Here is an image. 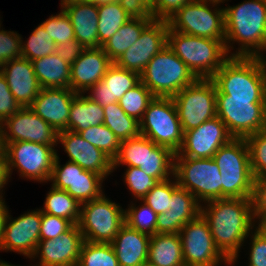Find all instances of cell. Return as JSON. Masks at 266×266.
Instances as JSON below:
<instances>
[{
  "label": "cell",
  "instance_id": "obj_22",
  "mask_svg": "<svg viewBox=\"0 0 266 266\" xmlns=\"http://www.w3.org/2000/svg\"><path fill=\"white\" fill-rule=\"evenodd\" d=\"M57 142L63 145L69 157L68 161L77 163L84 170L93 171L104 179L113 172V161L79 133L60 131Z\"/></svg>",
  "mask_w": 266,
  "mask_h": 266
},
{
  "label": "cell",
  "instance_id": "obj_23",
  "mask_svg": "<svg viewBox=\"0 0 266 266\" xmlns=\"http://www.w3.org/2000/svg\"><path fill=\"white\" fill-rule=\"evenodd\" d=\"M70 88H41L29 108L57 132L68 130V118L73 98Z\"/></svg>",
  "mask_w": 266,
  "mask_h": 266
},
{
  "label": "cell",
  "instance_id": "obj_19",
  "mask_svg": "<svg viewBox=\"0 0 266 266\" xmlns=\"http://www.w3.org/2000/svg\"><path fill=\"white\" fill-rule=\"evenodd\" d=\"M234 137L225 123L215 116L195 129L184 132L183 143L177 154L189 158H213L218 149Z\"/></svg>",
  "mask_w": 266,
  "mask_h": 266
},
{
  "label": "cell",
  "instance_id": "obj_2",
  "mask_svg": "<svg viewBox=\"0 0 266 266\" xmlns=\"http://www.w3.org/2000/svg\"><path fill=\"white\" fill-rule=\"evenodd\" d=\"M225 48L238 42L240 48L230 56L256 57L266 41V4L262 0H246L224 8Z\"/></svg>",
  "mask_w": 266,
  "mask_h": 266
},
{
  "label": "cell",
  "instance_id": "obj_15",
  "mask_svg": "<svg viewBox=\"0 0 266 266\" xmlns=\"http://www.w3.org/2000/svg\"><path fill=\"white\" fill-rule=\"evenodd\" d=\"M179 236L185 266H219L223 261L231 265L215 246L210 227L201 213L182 227Z\"/></svg>",
  "mask_w": 266,
  "mask_h": 266
},
{
  "label": "cell",
  "instance_id": "obj_36",
  "mask_svg": "<svg viewBox=\"0 0 266 266\" xmlns=\"http://www.w3.org/2000/svg\"><path fill=\"white\" fill-rule=\"evenodd\" d=\"M98 16V39L101 46L130 19L119 1L98 5Z\"/></svg>",
  "mask_w": 266,
  "mask_h": 266
},
{
  "label": "cell",
  "instance_id": "obj_37",
  "mask_svg": "<svg viewBox=\"0 0 266 266\" xmlns=\"http://www.w3.org/2000/svg\"><path fill=\"white\" fill-rule=\"evenodd\" d=\"M77 266H120L111 243L84 241Z\"/></svg>",
  "mask_w": 266,
  "mask_h": 266
},
{
  "label": "cell",
  "instance_id": "obj_62",
  "mask_svg": "<svg viewBox=\"0 0 266 266\" xmlns=\"http://www.w3.org/2000/svg\"><path fill=\"white\" fill-rule=\"evenodd\" d=\"M141 266H155L153 264H150L149 262H145L144 264H142Z\"/></svg>",
  "mask_w": 266,
  "mask_h": 266
},
{
  "label": "cell",
  "instance_id": "obj_26",
  "mask_svg": "<svg viewBox=\"0 0 266 266\" xmlns=\"http://www.w3.org/2000/svg\"><path fill=\"white\" fill-rule=\"evenodd\" d=\"M171 200L170 209L157 216L156 234H179L185 224L201 213V203L186 189L178 187Z\"/></svg>",
  "mask_w": 266,
  "mask_h": 266
},
{
  "label": "cell",
  "instance_id": "obj_20",
  "mask_svg": "<svg viewBox=\"0 0 266 266\" xmlns=\"http://www.w3.org/2000/svg\"><path fill=\"white\" fill-rule=\"evenodd\" d=\"M41 219V209L25 213L16 219H11L8 215L1 250L18 252L32 259L40 241Z\"/></svg>",
  "mask_w": 266,
  "mask_h": 266
},
{
  "label": "cell",
  "instance_id": "obj_53",
  "mask_svg": "<svg viewBox=\"0 0 266 266\" xmlns=\"http://www.w3.org/2000/svg\"><path fill=\"white\" fill-rule=\"evenodd\" d=\"M256 208H266V174L256 181Z\"/></svg>",
  "mask_w": 266,
  "mask_h": 266
},
{
  "label": "cell",
  "instance_id": "obj_32",
  "mask_svg": "<svg viewBox=\"0 0 266 266\" xmlns=\"http://www.w3.org/2000/svg\"><path fill=\"white\" fill-rule=\"evenodd\" d=\"M104 123V109L83 93H77L73 98L68 118V130L84 131L89 127Z\"/></svg>",
  "mask_w": 266,
  "mask_h": 266
},
{
  "label": "cell",
  "instance_id": "obj_21",
  "mask_svg": "<svg viewBox=\"0 0 266 266\" xmlns=\"http://www.w3.org/2000/svg\"><path fill=\"white\" fill-rule=\"evenodd\" d=\"M83 242L78 224L54 239L40 240L32 256L40 255V262L35 266H77Z\"/></svg>",
  "mask_w": 266,
  "mask_h": 266
},
{
  "label": "cell",
  "instance_id": "obj_52",
  "mask_svg": "<svg viewBox=\"0 0 266 266\" xmlns=\"http://www.w3.org/2000/svg\"><path fill=\"white\" fill-rule=\"evenodd\" d=\"M85 49L86 48L77 40H70L66 43L56 45V53L69 65H72Z\"/></svg>",
  "mask_w": 266,
  "mask_h": 266
},
{
  "label": "cell",
  "instance_id": "obj_58",
  "mask_svg": "<svg viewBox=\"0 0 266 266\" xmlns=\"http://www.w3.org/2000/svg\"><path fill=\"white\" fill-rule=\"evenodd\" d=\"M71 1L88 2V3H94L96 5H100L104 3L118 2L119 0H71Z\"/></svg>",
  "mask_w": 266,
  "mask_h": 266
},
{
  "label": "cell",
  "instance_id": "obj_14",
  "mask_svg": "<svg viewBox=\"0 0 266 266\" xmlns=\"http://www.w3.org/2000/svg\"><path fill=\"white\" fill-rule=\"evenodd\" d=\"M265 102L266 100L228 99V95L216 93L217 116L234 138H246L266 129Z\"/></svg>",
  "mask_w": 266,
  "mask_h": 266
},
{
  "label": "cell",
  "instance_id": "obj_18",
  "mask_svg": "<svg viewBox=\"0 0 266 266\" xmlns=\"http://www.w3.org/2000/svg\"><path fill=\"white\" fill-rule=\"evenodd\" d=\"M7 130H6V128ZM4 147L11 142L29 141L57 146L58 132L29 107H21L0 124Z\"/></svg>",
  "mask_w": 266,
  "mask_h": 266
},
{
  "label": "cell",
  "instance_id": "obj_16",
  "mask_svg": "<svg viewBox=\"0 0 266 266\" xmlns=\"http://www.w3.org/2000/svg\"><path fill=\"white\" fill-rule=\"evenodd\" d=\"M104 178L89 170H84L77 163L68 161L60 165L58 154L55 157L50 181L52 186L65 190L80 203L99 198L103 193L102 183Z\"/></svg>",
  "mask_w": 266,
  "mask_h": 266
},
{
  "label": "cell",
  "instance_id": "obj_8",
  "mask_svg": "<svg viewBox=\"0 0 266 266\" xmlns=\"http://www.w3.org/2000/svg\"><path fill=\"white\" fill-rule=\"evenodd\" d=\"M140 123V133L175 154L183 143V129L172 97L155 96Z\"/></svg>",
  "mask_w": 266,
  "mask_h": 266
},
{
  "label": "cell",
  "instance_id": "obj_43",
  "mask_svg": "<svg viewBox=\"0 0 266 266\" xmlns=\"http://www.w3.org/2000/svg\"><path fill=\"white\" fill-rule=\"evenodd\" d=\"M250 167L255 181L266 174V129L247 136Z\"/></svg>",
  "mask_w": 266,
  "mask_h": 266
},
{
  "label": "cell",
  "instance_id": "obj_61",
  "mask_svg": "<svg viewBox=\"0 0 266 266\" xmlns=\"http://www.w3.org/2000/svg\"><path fill=\"white\" fill-rule=\"evenodd\" d=\"M205 1H209V2H213V3L219 4V3H223V1H225V0H205Z\"/></svg>",
  "mask_w": 266,
  "mask_h": 266
},
{
  "label": "cell",
  "instance_id": "obj_41",
  "mask_svg": "<svg viewBox=\"0 0 266 266\" xmlns=\"http://www.w3.org/2000/svg\"><path fill=\"white\" fill-rule=\"evenodd\" d=\"M125 210V223L132 229L152 236L156 234L157 214L144 202Z\"/></svg>",
  "mask_w": 266,
  "mask_h": 266
},
{
  "label": "cell",
  "instance_id": "obj_46",
  "mask_svg": "<svg viewBox=\"0 0 266 266\" xmlns=\"http://www.w3.org/2000/svg\"><path fill=\"white\" fill-rule=\"evenodd\" d=\"M21 39L22 37L17 32L0 30V68L6 62L22 57Z\"/></svg>",
  "mask_w": 266,
  "mask_h": 266
},
{
  "label": "cell",
  "instance_id": "obj_60",
  "mask_svg": "<svg viewBox=\"0 0 266 266\" xmlns=\"http://www.w3.org/2000/svg\"><path fill=\"white\" fill-rule=\"evenodd\" d=\"M0 266H15V265H13V264H9V263H7V262H5V261H1L0 260ZM18 266V265H17ZM20 266V265H19Z\"/></svg>",
  "mask_w": 266,
  "mask_h": 266
},
{
  "label": "cell",
  "instance_id": "obj_4",
  "mask_svg": "<svg viewBox=\"0 0 266 266\" xmlns=\"http://www.w3.org/2000/svg\"><path fill=\"white\" fill-rule=\"evenodd\" d=\"M221 174L222 198H255L256 181L245 138H233L213 155Z\"/></svg>",
  "mask_w": 266,
  "mask_h": 266
},
{
  "label": "cell",
  "instance_id": "obj_38",
  "mask_svg": "<svg viewBox=\"0 0 266 266\" xmlns=\"http://www.w3.org/2000/svg\"><path fill=\"white\" fill-rule=\"evenodd\" d=\"M78 133L83 139L99 148L112 161L117 157L121 142L106 125L98 124Z\"/></svg>",
  "mask_w": 266,
  "mask_h": 266
},
{
  "label": "cell",
  "instance_id": "obj_49",
  "mask_svg": "<svg viewBox=\"0 0 266 266\" xmlns=\"http://www.w3.org/2000/svg\"><path fill=\"white\" fill-rule=\"evenodd\" d=\"M119 2L130 18L154 19L151 13L153 0H119Z\"/></svg>",
  "mask_w": 266,
  "mask_h": 266
},
{
  "label": "cell",
  "instance_id": "obj_30",
  "mask_svg": "<svg viewBox=\"0 0 266 266\" xmlns=\"http://www.w3.org/2000/svg\"><path fill=\"white\" fill-rule=\"evenodd\" d=\"M31 62L41 88H70L71 65L56 52Z\"/></svg>",
  "mask_w": 266,
  "mask_h": 266
},
{
  "label": "cell",
  "instance_id": "obj_59",
  "mask_svg": "<svg viewBox=\"0 0 266 266\" xmlns=\"http://www.w3.org/2000/svg\"><path fill=\"white\" fill-rule=\"evenodd\" d=\"M4 153H5V147H4L2 132L0 128V161H5Z\"/></svg>",
  "mask_w": 266,
  "mask_h": 266
},
{
  "label": "cell",
  "instance_id": "obj_13",
  "mask_svg": "<svg viewBox=\"0 0 266 266\" xmlns=\"http://www.w3.org/2000/svg\"><path fill=\"white\" fill-rule=\"evenodd\" d=\"M172 98L183 132L217 116L216 86L211 79H197Z\"/></svg>",
  "mask_w": 266,
  "mask_h": 266
},
{
  "label": "cell",
  "instance_id": "obj_34",
  "mask_svg": "<svg viewBox=\"0 0 266 266\" xmlns=\"http://www.w3.org/2000/svg\"><path fill=\"white\" fill-rule=\"evenodd\" d=\"M43 213L68 219L73 224H78L81 212V203L69 195L65 190L51 187L46 195Z\"/></svg>",
  "mask_w": 266,
  "mask_h": 266
},
{
  "label": "cell",
  "instance_id": "obj_7",
  "mask_svg": "<svg viewBox=\"0 0 266 266\" xmlns=\"http://www.w3.org/2000/svg\"><path fill=\"white\" fill-rule=\"evenodd\" d=\"M140 79L154 96L173 97L198 78L167 45L148 62Z\"/></svg>",
  "mask_w": 266,
  "mask_h": 266
},
{
  "label": "cell",
  "instance_id": "obj_48",
  "mask_svg": "<svg viewBox=\"0 0 266 266\" xmlns=\"http://www.w3.org/2000/svg\"><path fill=\"white\" fill-rule=\"evenodd\" d=\"M21 106L15 100L7 81L0 71V124L16 113Z\"/></svg>",
  "mask_w": 266,
  "mask_h": 266
},
{
  "label": "cell",
  "instance_id": "obj_44",
  "mask_svg": "<svg viewBox=\"0 0 266 266\" xmlns=\"http://www.w3.org/2000/svg\"><path fill=\"white\" fill-rule=\"evenodd\" d=\"M41 25L56 45L76 40L70 17L63 9L59 14L50 16Z\"/></svg>",
  "mask_w": 266,
  "mask_h": 266
},
{
  "label": "cell",
  "instance_id": "obj_35",
  "mask_svg": "<svg viewBox=\"0 0 266 266\" xmlns=\"http://www.w3.org/2000/svg\"><path fill=\"white\" fill-rule=\"evenodd\" d=\"M104 109V125H106L121 141L139 136L140 123L127 115L118 102L111 103Z\"/></svg>",
  "mask_w": 266,
  "mask_h": 266
},
{
  "label": "cell",
  "instance_id": "obj_57",
  "mask_svg": "<svg viewBox=\"0 0 266 266\" xmlns=\"http://www.w3.org/2000/svg\"><path fill=\"white\" fill-rule=\"evenodd\" d=\"M266 51V41L264 47L262 48L261 52L256 56L257 60L259 61L260 65L266 70V58L263 56L262 52Z\"/></svg>",
  "mask_w": 266,
  "mask_h": 266
},
{
  "label": "cell",
  "instance_id": "obj_50",
  "mask_svg": "<svg viewBox=\"0 0 266 266\" xmlns=\"http://www.w3.org/2000/svg\"><path fill=\"white\" fill-rule=\"evenodd\" d=\"M194 0H155L152 6L154 19L168 20L185 4Z\"/></svg>",
  "mask_w": 266,
  "mask_h": 266
},
{
  "label": "cell",
  "instance_id": "obj_25",
  "mask_svg": "<svg viewBox=\"0 0 266 266\" xmlns=\"http://www.w3.org/2000/svg\"><path fill=\"white\" fill-rule=\"evenodd\" d=\"M0 71L21 107H29L41 90L30 60L21 57L6 62Z\"/></svg>",
  "mask_w": 266,
  "mask_h": 266
},
{
  "label": "cell",
  "instance_id": "obj_51",
  "mask_svg": "<svg viewBox=\"0 0 266 266\" xmlns=\"http://www.w3.org/2000/svg\"><path fill=\"white\" fill-rule=\"evenodd\" d=\"M251 233L249 266H266V237L257 229Z\"/></svg>",
  "mask_w": 266,
  "mask_h": 266
},
{
  "label": "cell",
  "instance_id": "obj_3",
  "mask_svg": "<svg viewBox=\"0 0 266 266\" xmlns=\"http://www.w3.org/2000/svg\"><path fill=\"white\" fill-rule=\"evenodd\" d=\"M210 79L228 99L266 100V70L256 57L230 56Z\"/></svg>",
  "mask_w": 266,
  "mask_h": 266
},
{
  "label": "cell",
  "instance_id": "obj_47",
  "mask_svg": "<svg viewBox=\"0 0 266 266\" xmlns=\"http://www.w3.org/2000/svg\"><path fill=\"white\" fill-rule=\"evenodd\" d=\"M73 225L68 219L42 212L40 240L54 239L69 230Z\"/></svg>",
  "mask_w": 266,
  "mask_h": 266
},
{
  "label": "cell",
  "instance_id": "obj_56",
  "mask_svg": "<svg viewBox=\"0 0 266 266\" xmlns=\"http://www.w3.org/2000/svg\"><path fill=\"white\" fill-rule=\"evenodd\" d=\"M9 177L7 174L6 161H0V203L5 202L2 196V189L5 187L4 185L8 182Z\"/></svg>",
  "mask_w": 266,
  "mask_h": 266
},
{
  "label": "cell",
  "instance_id": "obj_55",
  "mask_svg": "<svg viewBox=\"0 0 266 266\" xmlns=\"http://www.w3.org/2000/svg\"><path fill=\"white\" fill-rule=\"evenodd\" d=\"M8 207L6 206L5 202L0 203V250H1V242L3 238V232H4V227L7 221V217L9 215V211L7 209Z\"/></svg>",
  "mask_w": 266,
  "mask_h": 266
},
{
  "label": "cell",
  "instance_id": "obj_10",
  "mask_svg": "<svg viewBox=\"0 0 266 266\" xmlns=\"http://www.w3.org/2000/svg\"><path fill=\"white\" fill-rule=\"evenodd\" d=\"M125 224V210L105 195L81 203L78 222L84 241L111 243Z\"/></svg>",
  "mask_w": 266,
  "mask_h": 266
},
{
  "label": "cell",
  "instance_id": "obj_9",
  "mask_svg": "<svg viewBox=\"0 0 266 266\" xmlns=\"http://www.w3.org/2000/svg\"><path fill=\"white\" fill-rule=\"evenodd\" d=\"M174 177L200 203L221 199V174L213 158L174 156Z\"/></svg>",
  "mask_w": 266,
  "mask_h": 266
},
{
  "label": "cell",
  "instance_id": "obj_12",
  "mask_svg": "<svg viewBox=\"0 0 266 266\" xmlns=\"http://www.w3.org/2000/svg\"><path fill=\"white\" fill-rule=\"evenodd\" d=\"M56 155L54 146L29 141L8 143L4 153L8 177L16 168L20 177L39 182L50 181Z\"/></svg>",
  "mask_w": 266,
  "mask_h": 266
},
{
  "label": "cell",
  "instance_id": "obj_28",
  "mask_svg": "<svg viewBox=\"0 0 266 266\" xmlns=\"http://www.w3.org/2000/svg\"><path fill=\"white\" fill-rule=\"evenodd\" d=\"M61 9L70 17L75 38L85 48L102 47L98 39V5L61 0Z\"/></svg>",
  "mask_w": 266,
  "mask_h": 266
},
{
  "label": "cell",
  "instance_id": "obj_40",
  "mask_svg": "<svg viewBox=\"0 0 266 266\" xmlns=\"http://www.w3.org/2000/svg\"><path fill=\"white\" fill-rule=\"evenodd\" d=\"M21 46L22 57L30 61L48 56L56 52V43L44 30L41 24L33 30L28 41L24 43L22 40Z\"/></svg>",
  "mask_w": 266,
  "mask_h": 266
},
{
  "label": "cell",
  "instance_id": "obj_54",
  "mask_svg": "<svg viewBox=\"0 0 266 266\" xmlns=\"http://www.w3.org/2000/svg\"><path fill=\"white\" fill-rule=\"evenodd\" d=\"M256 219L259 221L255 229L266 237V208H256Z\"/></svg>",
  "mask_w": 266,
  "mask_h": 266
},
{
  "label": "cell",
  "instance_id": "obj_11",
  "mask_svg": "<svg viewBox=\"0 0 266 266\" xmlns=\"http://www.w3.org/2000/svg\"><path fill=\"white\" fill-rule=\"evenodd\" d=\"M209 4L217 6V3L205 0L185 4L167 20L169 27L187 35L221 40L225 44L224 8L212 10Z\"/></svg>",
  "mask_w": 266,
  "mask_h": 266
},
{
  "label": "cell",
  "instance_id": "obj_33",
  "mask_svg": "<svg viewBox=\"0 0 266 266\" xmlns=\"http://www.w3.org/2000/svg\"><path fill=\"white\" fill-rule=\"evenodd\" d=\"M153 19L130 18L120 29L102 45L104 52L115 62L139 38L143 29Z\"/></svg>",
  "mask_w": 266,
  "mask_h": 266
},
{
  "label": "cell",
  "instance_id": "obj_45",
  "mask_svg": "<svg viewBox=\"0 0 266 266\" xmlns=\"http://www.w3.org/2000/svg\"><path fill=\"white\" fill-rule=\"evenodd\" d=\"M124 182L136 199L141 200L159 183V180L147 175L138 167H127Z\"/></svg>",
  "mask_w": 266,
  "mask_h": 266
},
{
  "label": "cell",
  "instance_id": "obj_42",
  "mask_svg": "<svg viewBox=\"0 0 266 266\" xmlns=\"http://www.w3.org/2000/svg\"><path fill=\"white\" fill-rule=\"evenodd\" d=\"M173 181L170 178L159 181L141 201H144L157 215L165 213L170 209L172 193L179 187L174 176Z\"/></svg>",
  "mask_w": 266,
  "mask_h": 266
},
{
  "label": "cell",
  "instance_id": "obj_24",
  "mask_svg": "<svg viewBox=\"0 0 266 266\" xmlns=\"http://www.w3.org/2000/svg\"><path fill=\"white\" fill-rule=\"evenodd\" d=\"M112 64L102 47L86 48L71 65L70 89L76 93H86L102 80Z\"/></svg>",
  "mask_w": 266,
  "mask_h": 266
},
{
  "label": "cell",
  "instance_id": "obj_31",
  "mask_svg": "<svg viewBox=\"0 0 266 266\" xmlns=\"http://www.w3.org/2000/svg\"><path fill=\"white\" fill-rule=\"evenodd\" d=\"M148 262L155 266H185L179 234L152 235Z\"/></svg>",
  "mask_w": 266,
  "mask_h": 266
},
{
  "label": "cell",
  "instance_id": "obj_27",
  "mask_svg": "<svg viewBox=\"0 0 266 266\" xmlns=\"http://www.w3.org/2000/svg\"><path fill=\"white\" fill-rule=\"evenodd\" d=\"M141 82L140 75L127 69L117 66L114 62L108 68L102 80L91 86L86 95L101 107L118 102L130 89Z\"/></svg>",
  "mask_w": 266,
  "mask_h": 266
},
{
  "label": "cell",
  "instance_id": "obj_39",
  "mask_svg": "<svg viewBox=\"0 0 266 266\" xmlns=\"http://www.w3.org/2000/svg\"><path fill=\"white\" fill-rule=\"evenodd\" d=\"M154 97L151 91L140 82L134 88L128 90L118 101V104L127 115L140 121L149 102Z\"/></svg>",
  "mask_w": 266,
  "mask_h": 266
},
{
  "label": "cell",
  "instance_id": "obj_6",
  "mask_svg": "<svg viewBox=\"0 0 266 266\" xmlns=\"http://www.w3.org/2000/svg\"><path fill=\"white\" fill-rule=\"evenodd\" d=\"M174 156L175 153L167 147L159 146L140 134L121 141L119 153L113 160V171L122 164L128 167H138L159 181L169 179L170 175L172 179Z\"/></svg>",
  "mask_w": 266,
  "mask_h": 266
},
{
  "label": "cell",
  "instance_id": "obj_1",
  "mask_svg": "<svg viewBox=\"0 0 266 266\" xmlns=\"http://www.w3.org/2000/svg\"><path fill=\"white\" fill-rule=\"evenodd\" d=\"M201 204L215 246L234 264L239 249L255 227V198H222Z\"/></svg>",
  "mask_w": 266,
  "mask_h": 266
},
{
  "label": "cell",
  "instance_id": "obj_17",
  "mask_svg": "<svg viewBox=\"0 0 266 266\" xmlns=\"http://www.w3.org/2000/svg\"><path fill=\"white\" fill-rule=\"evenodd\" d=\"M167 20L153 19L131 45L114 63L141 75L148 62L167 47Z\"/></svg>",
  "mask_w": 266,
  "mask_h": 266
},
{
  "label": "cell",
  "instance_id": "obj_5",
  "mask_svg": "<svg viewBox=\"0 0 266 266\" xmlns=\"http://www.w3.org/2000/svg\"><path fill=\"white\" fill-rule=\"evenodd\" d=\"M167 45L198 79H210L230 57L221 40L187 35L170 27Z\"/></svg>",
  "mask_w": 266,
  "mask_h": 266
},
{
  "label": "cell",
  "instance_id": "obj_29",
  "mask_svg": "<svg viewBox=\"0 0 266 266\" xmlns=\"http://www.w3.org/2000/svg\"><path fill=\"white\" fill-rule=\"evenodd\" d=\"M150 237L126 223L111 242L120 266H141L148 262Z\"/></svg>",
  "mask_w": 266,
  "mask_h": 266
}]
</instances>
